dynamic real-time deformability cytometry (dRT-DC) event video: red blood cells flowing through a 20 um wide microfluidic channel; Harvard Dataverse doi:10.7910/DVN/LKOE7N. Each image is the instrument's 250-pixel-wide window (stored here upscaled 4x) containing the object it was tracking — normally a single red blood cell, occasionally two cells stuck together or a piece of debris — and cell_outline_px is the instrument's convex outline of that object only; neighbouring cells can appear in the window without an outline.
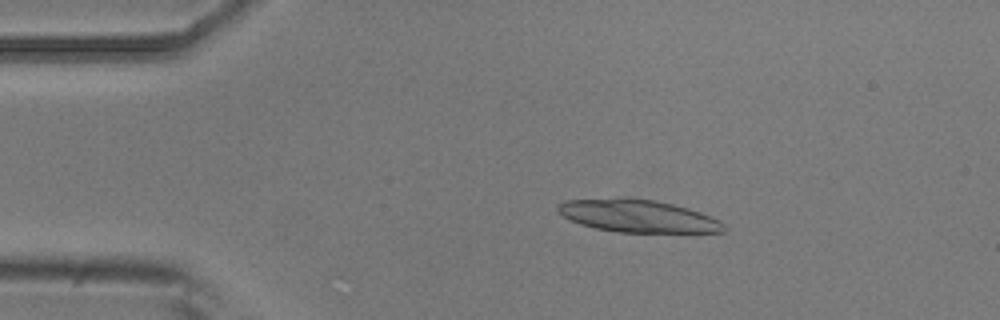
{"species": "common noctule bat (a hibernating species)", "species_latin": "Nyctalus noctula", "temperature_condition": "room temperature", "stored_images_in_passage": 48, "camera_frame_rate_fps": 3000, "um_per_image_px": 0.085, "animal": {"sex": "male", "body_mass_g": 20.5, "forearm_length_mm": 52.5}, "frame": {"image": 1, "passage_image": 5, "time_ms": 1.333, "image_size_px": [1000, 320], "cell_outline_px": [[728, 228], [724, 232], [620, 232], [596, 228], [580, 224], [556, 212], [556, 208], [564, 200], [652, 200], [672, 204], [688, 208], [700, 212], [720, 220]], "centroid_in_image_um": [54.28, 18.4], "position_along_channel_um": 30.7, "area_um2": 30.46}}
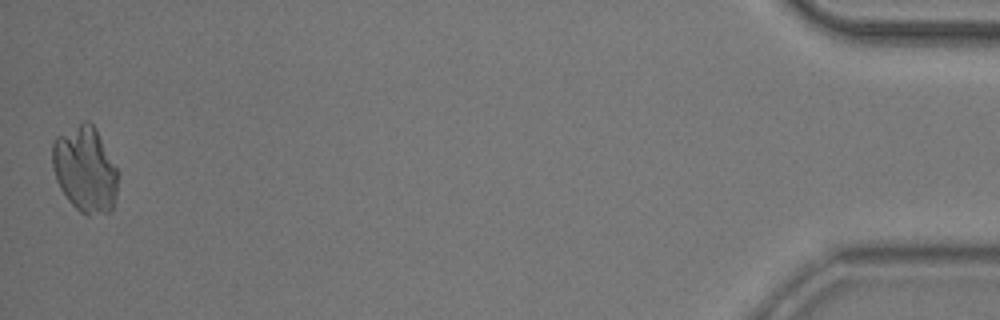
{"frame": {"image": 2, "passage_image": 48, "time_ms": 15.667, "image_size_px": [1000, 320], "cell_outline_px": [[116, 196], [112, 212], [88, 216], [80, 212], [68, 200], [60, 188], [56, 180], [52, 168], [52, 144], [56, 136], [84, 120], [88, 120], [96, 128], [116, 168]], "centroid_in_image_um": [7.21, 14.4], "position_along_channel_um": 428.0, "area_um2": 32.83}}